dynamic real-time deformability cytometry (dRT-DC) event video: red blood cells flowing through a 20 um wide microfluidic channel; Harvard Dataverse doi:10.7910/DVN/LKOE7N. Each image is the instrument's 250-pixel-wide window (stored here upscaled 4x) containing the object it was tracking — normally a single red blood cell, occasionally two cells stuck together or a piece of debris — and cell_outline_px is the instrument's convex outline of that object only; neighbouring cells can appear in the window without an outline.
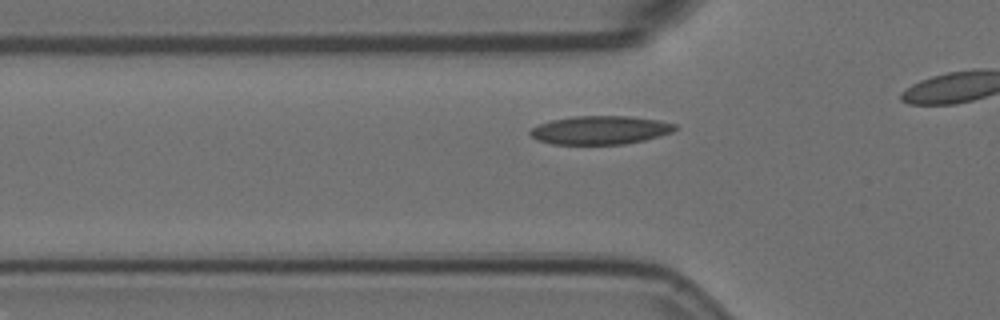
{"species": "Egyptian fruit bat (a non-hibernating species)", "species_latin": "Rousettus aegyptiacus", "temperature_condition": "room temperature", "stored_images_in_passage": 15, "camera_frame_rate_fps": 3000, "um_per_image_px": 0.085, "animal": {"sex": "female"}, "frame": {"image": 1, "passage_image": 9, "time_ms": 2.667, "image_size_px": [1000, 320], "cell_outline_px": [[676, 128], [672, 132], [660, 136], [644, 140], [624, 144], [552, 144], [536, 140], [528, 132], [532, 128], [540, 124], [552, 120], [572, 116], [632, 116], [660, 120], [676, 124]], "centroid_in_image_um": [51.03, 11.05], "position_along_channel_um": 74.8, "area_um2": 24.1}}
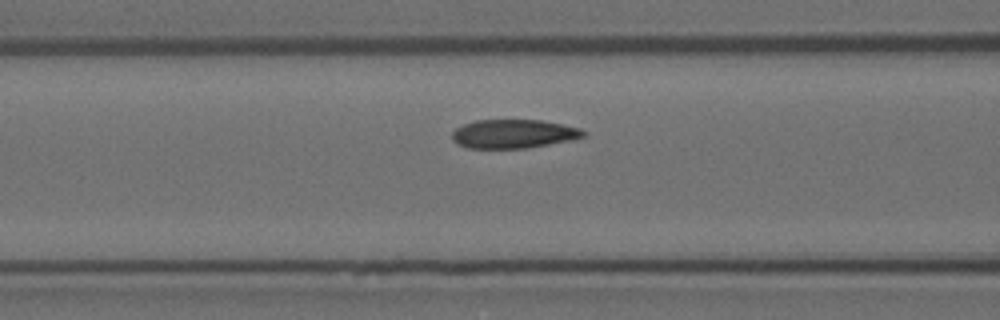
{"frame": {"image": 2, "passage_image": 13, "time_ms": 4.0, "image_size_px": [1000, 320], "cell_outline_px": [[584, 136], [568, 140], [548, 144], [524, 148], [468, 148], [456, 144], [452, 140], [452, 132], [456, 128], [464, 124], [476, 120], [540, 120], [580, 128], [584, 132]], "centroid_in_image_um": [43.57, 11.37], "position_along_channel_um": 123.0, "area_um2": 21.73}}